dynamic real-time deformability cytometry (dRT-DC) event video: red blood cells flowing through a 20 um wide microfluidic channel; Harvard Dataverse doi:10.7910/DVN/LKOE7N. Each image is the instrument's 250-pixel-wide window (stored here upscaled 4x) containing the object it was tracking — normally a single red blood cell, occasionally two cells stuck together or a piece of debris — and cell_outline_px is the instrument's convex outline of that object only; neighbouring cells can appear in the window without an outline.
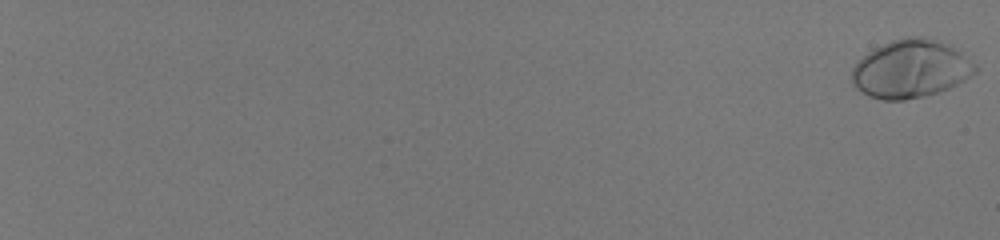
{"species": "human", "species_latin": "Homo sapiens", "temperature_condition": "room temperature", "stored_images_in_passage": 59, "camera_frame_rate_fps": 3000, "um_per_image_px": 0.085, "donor": {"sex": "male"}, "frame": {"image": 1, "passage_image": 1, "time_ms": 0.0, "image_size_px": [1000, 240], "cell_outline_px": [[980, 68], [972, 76], [940, 92], [924, 96], [904, 100], [884, 100], [868, 96], [860, 92], [852, 84], [852, 68], [856, 60], [868, 52], [892, 40], [908, 36], [920, 36], [944, 44], [960, 52], [976, 64]], "centroid_in_image_um": [77.38, 5.88], "position_along_channel_um": 7.6, "area_um2": 41.62}}
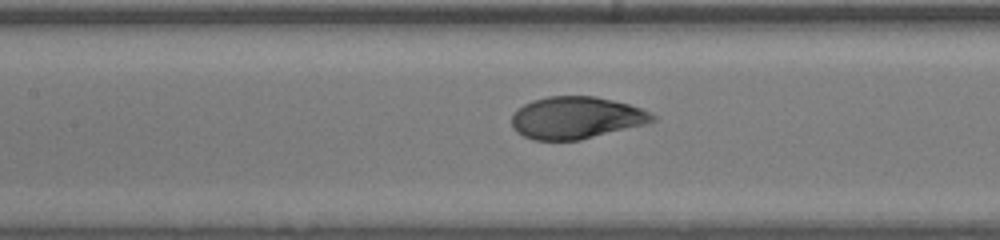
{"frame": {"image": 2, "passage_image": 35, "time_ms": 11.333, "image_size_px": [1000, 240], "cell_outline_px": [[656, 120], [648, 124], [580, 140], [532, 140], [516, 132], [512, 128], [512, 116], [516, 108], [532, 100], [548, 96], [596, 96], [628, 104], [640, 108], [656, 116]], "centroid_in_image_um": [48.96, 10.01], "position_along_channel_um": 158.4, "area_um2": 34.8}}
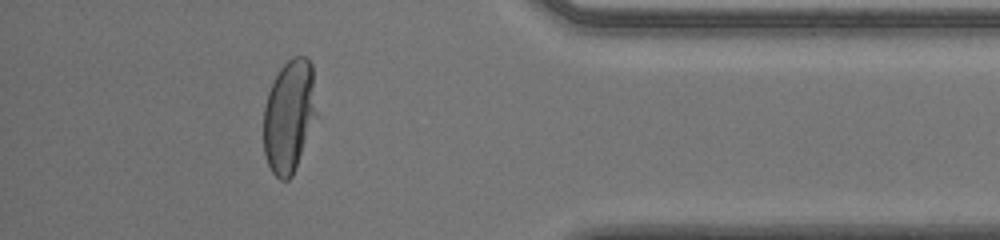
{"frame": {"image": 3, "passage_image": 55, "time_ms": 18.0, "image_size_px": [1000, 240], "cell_outline_px": [[316, 116], [292, 176], [288, 180], [280, 180], [272, 172], [264, 156], [264, 108], [268, 92], [280, 68], [292, 56], [304, 56], [312, 64], [316, 112]], "centroid_in_image_um": [24.56, 9.86], "position_along_channel_um": 410.6, "area_um2": 34.45}, "authors_computed_cell_mechanics": {"area_um2": 35.836, "velocity_mm_per_s": 4.0361, "shape_relaxation_time_tau1_ms": 3.3502, "shape_relaxation_time_tau2_ms": null, "deformation_change_tau1": 0.1805, "deformation_change_tau2": null}}